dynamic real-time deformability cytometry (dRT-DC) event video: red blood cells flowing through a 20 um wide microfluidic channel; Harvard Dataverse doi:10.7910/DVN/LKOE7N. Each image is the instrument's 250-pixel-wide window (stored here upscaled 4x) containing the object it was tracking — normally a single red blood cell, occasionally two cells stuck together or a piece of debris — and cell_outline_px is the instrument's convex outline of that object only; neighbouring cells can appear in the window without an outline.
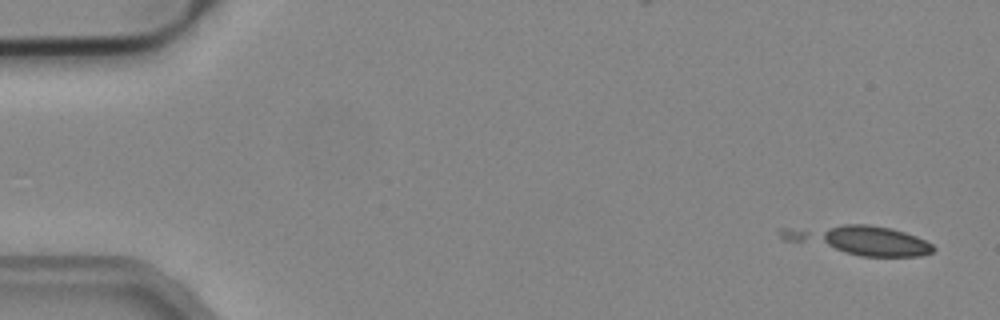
{"species": "common noctule bat (a hibernating species)", "species_latin": "Nyctalus noctula", "temperature_condition": "cold", "stored_images_in_passage": 5, "camera_frame_rate_fps": 3000, "um_per_image_px": 0.085, "animal": {"sex": "male", "body_mass_g": 19.2, "forearm_length_mm": 51.8}, "frame": {"image": 1, "passage_image": 1, "time_ms": 0.0, "image_size_px": [1000, 320], "cell_outline_px": [[936, 248], [932, 252], [920, 256], [860, 256], [780, 240], [780, 228], [844, 224], [868, 224], [892, 228], [916, 236], [932, 244]], "centroid_in_image_um": [72.99, 20.39], "position_along_channel_um": 12.0, "area_um2": 25.95}}